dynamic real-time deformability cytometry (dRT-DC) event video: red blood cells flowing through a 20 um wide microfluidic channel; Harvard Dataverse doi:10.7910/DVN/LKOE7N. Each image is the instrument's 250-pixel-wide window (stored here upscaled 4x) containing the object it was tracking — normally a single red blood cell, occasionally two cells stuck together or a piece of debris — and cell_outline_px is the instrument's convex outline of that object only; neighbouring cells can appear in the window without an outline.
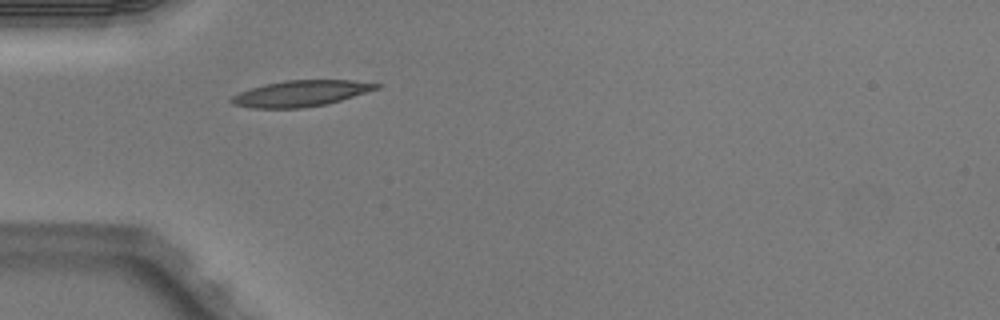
{"species": "Egyptian fruit bat (a non-hibernating species)", "species_latin": "Rousettus aegyptiacus", "temperature_condition": "warm", "stored_images_in_passage": 1, "camera_frame_rate_fps": 3000, "um_per_image_px": 0.085, "animal": {"sex": "male"}, "frame": {"image": 1, "passage_image": 1, "time_ms": 0.0, "image_size_px": [1000, 320], "cell_outline_px": [[380, 88], [328, 104], [304, 108], [252, 108], [232, 104], [228, 100], [232, 96], [240, 92], [264, 84], [284, 80], [352, 80], [380, 84]], "centroid_in_image_um": [25.55, 7.95], "position_along_channel_um": 59.4, "area_um2": 22.02}}